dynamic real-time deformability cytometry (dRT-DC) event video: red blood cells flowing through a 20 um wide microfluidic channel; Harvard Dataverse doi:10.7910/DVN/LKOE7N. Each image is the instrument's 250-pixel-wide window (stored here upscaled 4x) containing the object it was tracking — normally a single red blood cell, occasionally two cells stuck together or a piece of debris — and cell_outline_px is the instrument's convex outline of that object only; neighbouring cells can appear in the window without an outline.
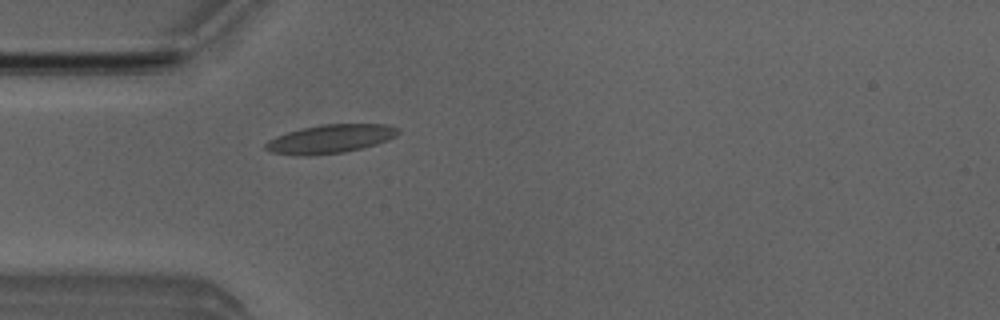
{"species": "Egyptian fruit bat (a non-hibernating species)", "species_latin": "Rousettus aegyptiacus", "temperature_condition": "room temperature", "stored_images_in_passage": 4, "camera_frame_rate_fps": 3000, "um_per_image_px": 0.085, "animal": {"sex": "male"}, "frame": {"image": 1, "passage_image": 4, "time_ms": 3.667, "image_size_px": [1000, 320], "cell_outline_px": [[400, 132], [396, 136], [388, 140], [376, 144], [344, 152], [304, 156], [268, 152], [264, 148], [264, 144], [268, 140], [276, 136], [300, 128], [324, 124], [388, 124], [400, 128]], "centroid_in_image_um": [28.07, 11.8], "position_along_channel_um": 56.9, "area_um2": 22.2}}